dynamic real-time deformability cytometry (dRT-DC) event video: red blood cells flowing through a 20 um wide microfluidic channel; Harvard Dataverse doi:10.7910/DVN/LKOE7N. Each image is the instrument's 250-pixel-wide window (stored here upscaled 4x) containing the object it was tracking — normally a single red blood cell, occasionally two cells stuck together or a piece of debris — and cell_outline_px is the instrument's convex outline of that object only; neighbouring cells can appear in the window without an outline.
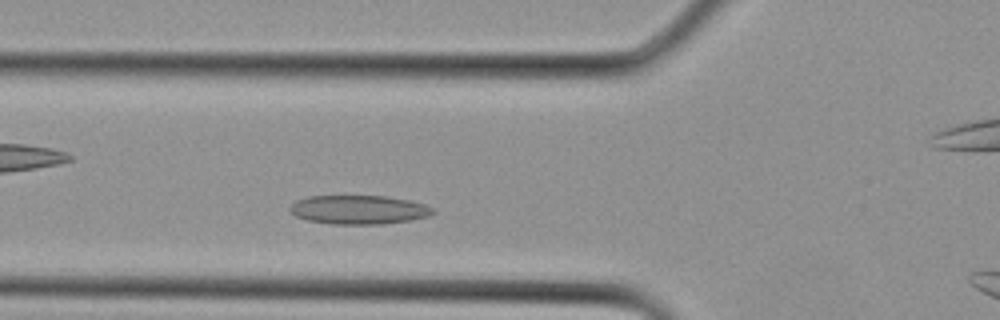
{"species": "Egyptian fruit bat (a non-hibernating species)", "species_latin": "Rousettus aegyptiacus", "temperature_condition": "cold", "stored_images_in_passage": 5, "camera_frame_rate_fps": 3000, "um_per_image_px": 0.085, "animal": {"sex": "female"}, "frame": {"image": 1, "passage_image": 3, "time_ms": 0.667, "image_size_px": [1000, 320], "cell_outline_px": [[436, 212], [428, 216], [412, 220], [384, 224], [332, 224], [308, 220], [296, 216], [288, 208], [296, 200], [308, 196], [384, 196], [408, 200], [424, 204], [436, 208]], "centroid_in_image_um": [30.53, 17.83], "position_along_channel_um": 95.3, "area_um2": 24.16}}
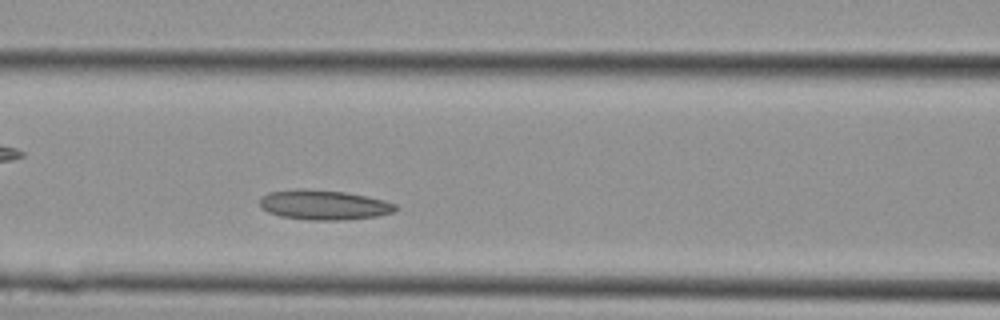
{"frame": {"image": 2, "passage_image": 5, "time_ms": 1.333, "image_size_px": [1000, 320], "cell_outline_px": [[400, 208], [392, 212], [376, 216], [340, 220], [308, 220], [280, 216], [268, 212], [260, 208], [260, 196], [268, 192], [304, 188], [308, 188], [344, 192], [384, 200], [396, 204]], "centroid_in_image_um": [27.49, 17.41], "position_along_channel_um": 139.1, "area_um2": 23.64}}